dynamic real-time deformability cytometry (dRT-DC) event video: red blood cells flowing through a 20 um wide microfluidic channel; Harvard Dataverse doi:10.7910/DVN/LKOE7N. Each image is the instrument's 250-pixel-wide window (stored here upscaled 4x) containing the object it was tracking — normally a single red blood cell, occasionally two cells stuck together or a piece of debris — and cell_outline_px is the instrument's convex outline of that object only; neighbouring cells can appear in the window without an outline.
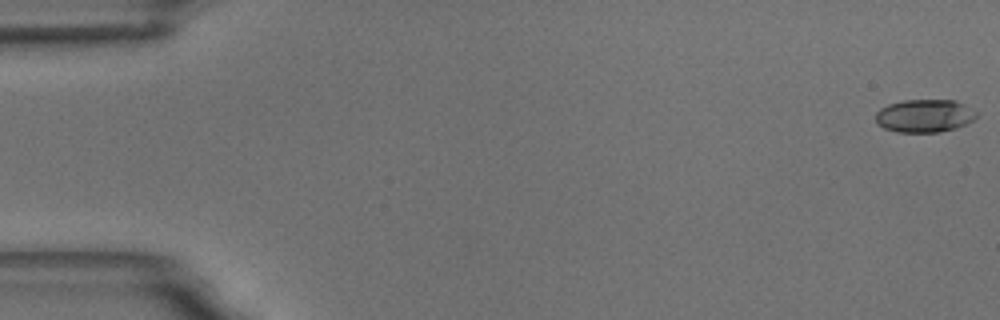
{"species": "common noctule bat (a hibernating species)", "species_latin": "Nyctalus noctula", "temperature_condition": "room temperature", "stored_images_in_passage": 58, "camera_frame_rate_fps": 3000, "um_per_image_px": 0.085, "animal": {"sex": "male", "body_mass_g": 18.8}, "frame": {"image": 1, "passage_image": 1, "time_ms": 0.0, "image_size_px": [1000, 320], "cell_outline_px": [[976, 116], [972, 120], [956, 128], [940, 132], [896, 132], [884, 128], [876, 120], [876, 112], [880, 108], [888, 104], [904, 100], [956, 100], [964, 104], [976, 112]], "centroid_in_image_um": [78.57, 9.84], "position_along_channel_um": 6.4, "area_um2": 19.25}}
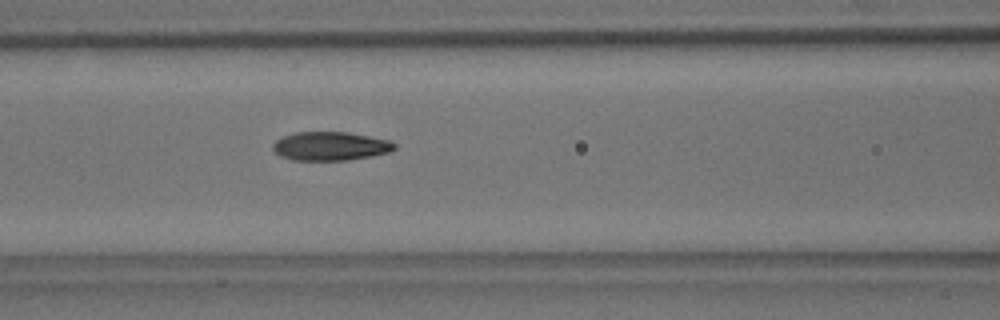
{"frame": {"image": 2, "passage_image": 25, "time_ms": 8.0, "image_size_px": [1000, 320], "cell_outline_px": [[396, 148], [388, 152], [372, 156], [348, 160], [292, 160], [280, 156], [272, 148], [272, 144], [276, 140], [284, 136], [296, 132], [348, 132], [388, 140], [396, 144]], "centroid_in_image_um": [28.07, 12.42], "position_along_channel_um": 138.5, "area_um2": 20.29}}
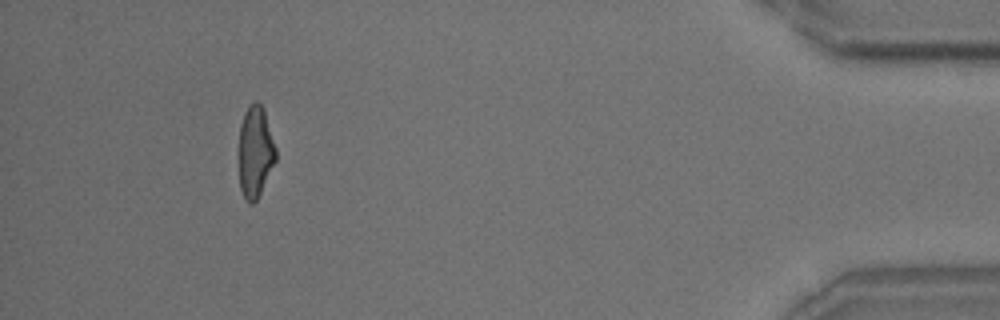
{"frame": {"image": 3, "passage_image": 54, "time_ms": 17.667, "image_size_px": [1000, 320], "cell_outline_px": [[276, 160], [256, 200], [252, 204], [248, 204], [244, 200], [240, 188], [240, 124], [244, 112], [256, 100], [264, 108], [276, 148]], "centroid_in_image_um": [21.71, 12.91], "position_along_channel_um": 413.5, "area_um2": 19.48}, "authors_computed_cell_mechanics": {"area_um2": 20.2011, "velocity_mm_per_s": 3.4957, "shape_relaxation_time_tau1_ms": 5.6131, "shape_relaxation_time_tau2_ms": 1.8402, "deformation_change_tau1": 0.1686, "deformation_change_tau2": 0.0806}}